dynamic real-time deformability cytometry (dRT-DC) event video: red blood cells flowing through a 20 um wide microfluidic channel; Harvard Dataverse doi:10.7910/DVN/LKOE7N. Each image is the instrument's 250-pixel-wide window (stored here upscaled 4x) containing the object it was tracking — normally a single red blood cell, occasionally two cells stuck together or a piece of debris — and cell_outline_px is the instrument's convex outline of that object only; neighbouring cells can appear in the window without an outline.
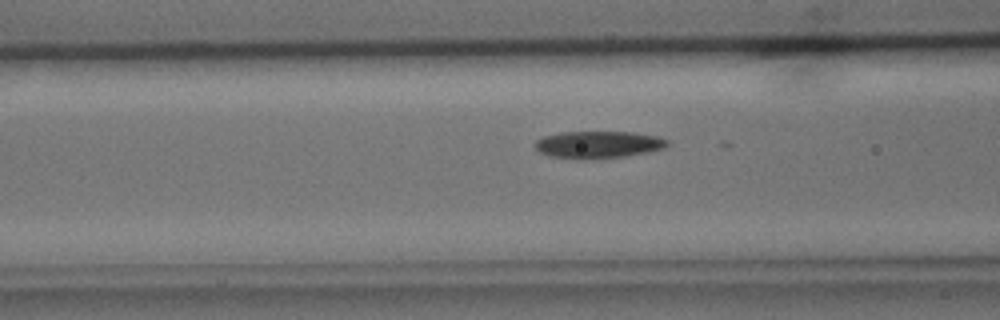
{"species": "common noctule bat (a hibernating species)", "species_latin": "Nyctalus noctula", "temperature_condition": "cold", "stored_images_in_passage": 36, "camera_frame_rate_fps": 3000, "um_per_image_px": 0.085, "animal": {"sex": "male", "body_mass_g": 15.6}, "frame": {"image": 1, "passage_image": 15, "time_ms": 4.667, "image_size_px": [1000, 320], "cell_outline_px": [[668, 144], [664, 148], [648, 152], [624, 156], [576, 160], [548, 156], [540, 152], [532, 144], [536, 140], [544, 136], [560, 132], [632, 132], [656, 136], [668, 140]], "centroid_in_image_um": [50.79, 12.3], "position_along_channel_um": 115.8, "area_um2": 21.04}}
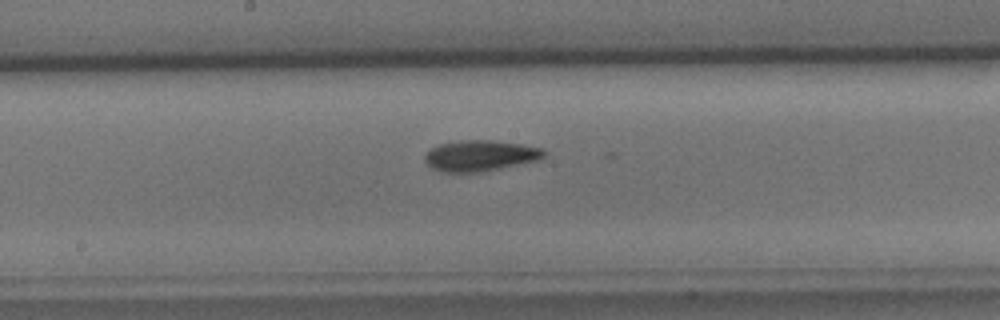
{"frame": {"image": 2, "passage_image": 22, "time_ms": 7.0, "image_size_px": [1000, 320], "cell_outline_px": [[548, 152], [544, 156], [536, 160], [500, 168], [480, 172], [440, 172], [432, 168], [424, 160], [424, 156], [432, 148], [440, 144], [460, 140], [492, 140], [520, 144], [544, 148]], "centroid_in_image_um": [40.82, 13.23], "position_along_channel_um": 207.4, "area_um2": 21.33}}
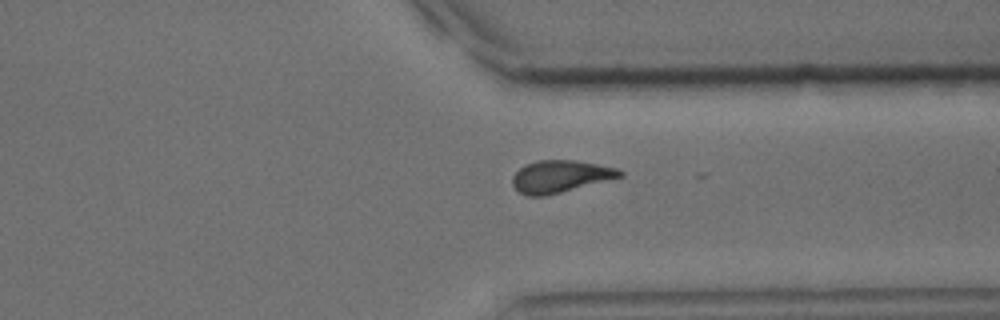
{"frame": {"image": 3, "passage_image": 34, "time_ms": 11.0, "image_size_px": [1000, 320], "cell_outline_px": [[624, 176], [544, 196], [528, 196], [520, 192], [512, 184], [512, 176], [524, 164], [536, 160], [572, 160], [596, 164], [616, 168], [624, 172]], "centroid_in_image_um": [47.6, 14.99], "position_along_channel_um": 363.8, "area_um2": 19.94}}